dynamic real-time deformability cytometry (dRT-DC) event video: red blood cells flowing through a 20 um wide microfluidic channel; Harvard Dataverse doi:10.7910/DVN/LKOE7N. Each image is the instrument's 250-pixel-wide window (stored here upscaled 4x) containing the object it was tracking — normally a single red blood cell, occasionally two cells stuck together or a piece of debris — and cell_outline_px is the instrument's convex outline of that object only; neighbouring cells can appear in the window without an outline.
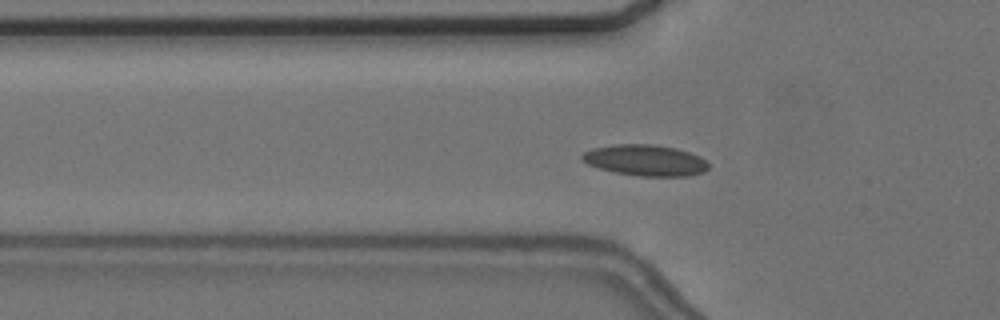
{"species": "common noctule bat (a hibernating species)", "species_latin": "Nyctalus noctula", "temperature_condition": "cold", "stored_images_in_passage": 58, "camera_frame_rate_fps": 3000, "um_per_image_px": 0.085, "animal": {"sex": "female", "body_mass_g": 24.6, "forearm_length_mm": 56.2}, "frame": {"image": 1, "passage_image": 20, "time_ms": 6.333, "image_size_px": [1000, 320], "cell_outline_px": [[708, 168], [704, 172], [688, 176], [640, 176], [616, 172], [600, 168], [588, 164], [580, 156], [584, 152], [592, 148], [616, 144], [652, 144], [676, 148], [700, 156], [708, 164]], "centroid_in_image_um": [54.87, 13.62], "position_along_channel_um": 70.9, "area_um2": 22.72}}
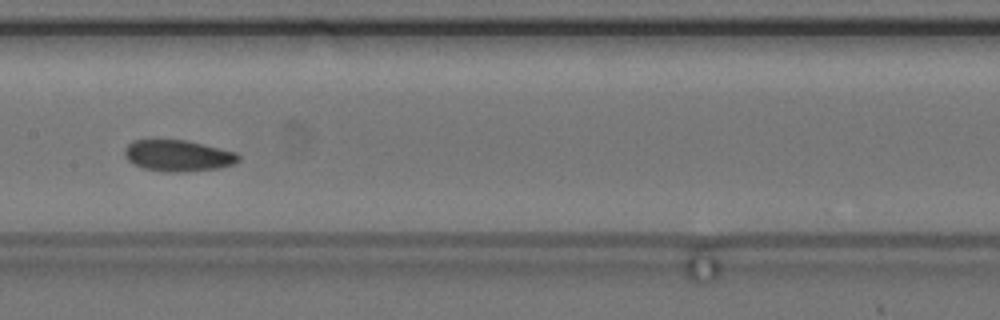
{"frame": {"image": 2, "passage_image": 30, "time_ms": 9.667, "image_size_px": [1000, 320], "cell_outline_px": [[240, 160], [232, 164], [220, 168], [180, 172], [164, 172], [144, 168], [132, 164], [124, 156], [124, 148], [132, 140], [188, 140], [236, 152], [240, 156]], "centroid_in_image_um": [15.11, 13.23], "position_along_channel_um": 192.3, "area_um2": 20.92}}
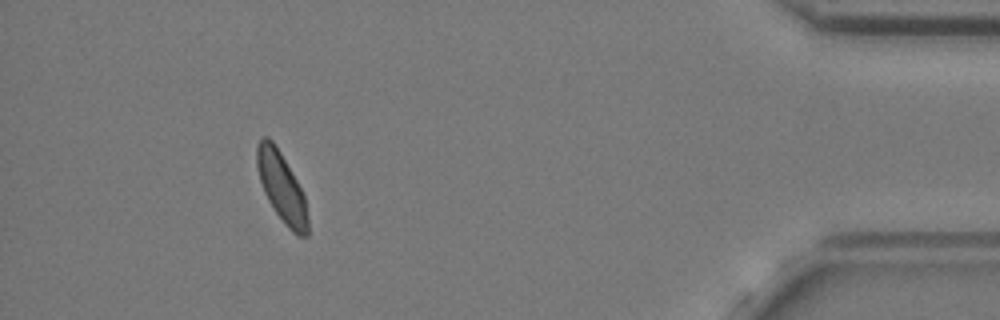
{"frame": {"image": 3, "passage_image": 53, "time_ms": 17.333, "image_size_px": [1000, 320], "cell_outline_px": [[308, 236], [300, 236], [292, 232], [288, 228], [276, 212], [268, 200], [264, 192], [260, 180], [256, 164], [256, 144], [264, 136], [268, 136], [272, 140], [280, 152], [296, 180], [304, 196], [308, 220]], "centroid_in_image_um": [23.92, 15.9], "position_along_channel_um": 411.3, "area_um2": 20.29}, "authors_computed_cell_mechanics": {"area_um2": 21.0392, "velocity_mm_per_s": 3.6214, "shape_relaxation_time_tau1_ms": 7.6464, "shape_relaxation_time_tau2_ms": 7.5637, "deformation_change_tau1": 0.1107, "deformation_change_tau2": 0.1035}}